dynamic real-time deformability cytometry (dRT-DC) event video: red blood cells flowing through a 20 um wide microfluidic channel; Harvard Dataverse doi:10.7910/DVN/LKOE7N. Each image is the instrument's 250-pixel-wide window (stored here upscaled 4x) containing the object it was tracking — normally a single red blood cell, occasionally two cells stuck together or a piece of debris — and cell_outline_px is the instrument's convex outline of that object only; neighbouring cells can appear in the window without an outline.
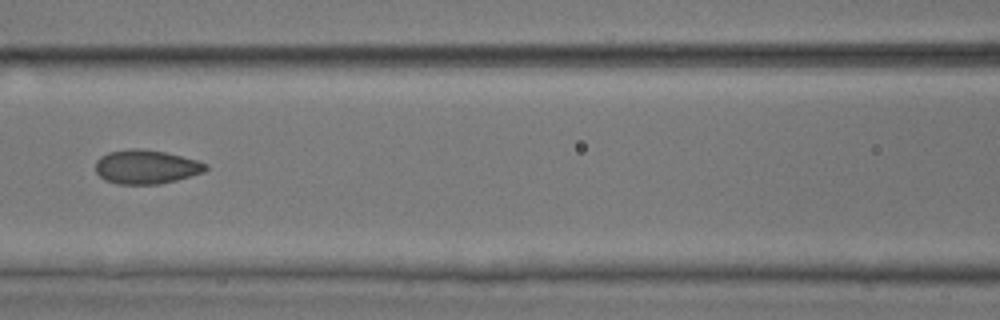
{"species": "common noctule bat (a hibernating species)", "species_latin": "Nyctalus noctula", "temperature_condition": "room temperature", "stored_images_in_passage": 7, "camera_frame_rate_fps": 3000, "um_per_image_px": 0.085, "animal": {"sex": "male", "body_mass_g": 17.9, "forearm_length_mm": 54.2}, "frame": {"image": 1, "passage_image": 6, "time_ms": 6.667, "image_size_px": [1000, 320], "cell_outline_px": [[208, 168], [204, 172], [176, 180], [160, 184], [116, 184], [104, 180], [96, 172], [96, 160], [100, 156], [108, 152], [132, 148], [136, 148], [164, 152], [196, 160], [208, 164]], "centroid_in_image_um": [12.4, 14.19], "position_along_channel_um": 154.2, "area_um2": 21.79}}